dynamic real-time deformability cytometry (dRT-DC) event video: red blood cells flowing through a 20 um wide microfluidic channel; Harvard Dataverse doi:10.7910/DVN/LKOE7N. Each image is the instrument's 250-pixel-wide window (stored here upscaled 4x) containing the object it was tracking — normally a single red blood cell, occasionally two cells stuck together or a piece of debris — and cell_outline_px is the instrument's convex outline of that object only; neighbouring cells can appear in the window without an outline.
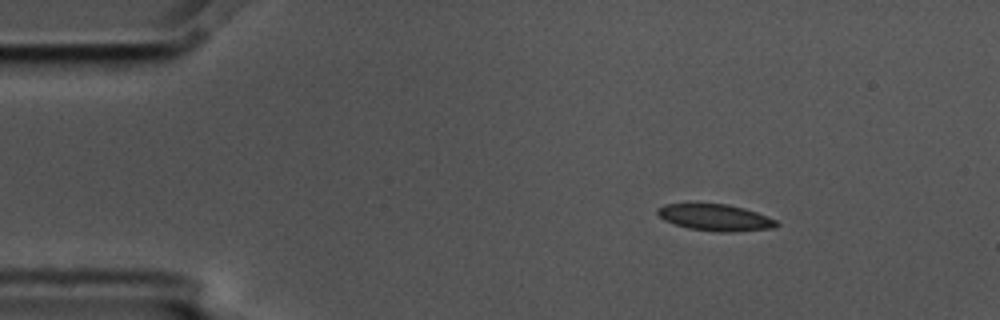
{"species": "common noctule bat (a hibernating species)", "species_latin": "Nyctalus noctula", "temperature_condition": "cold", "stored_images_in_passage": 3, "camera_frame_rate_fps": 3000, "um_per_image_px": 0.085, "animal": {"sex": "male", "body_mass_g": 17.5, "forearm_length_mm": 52.3}, "frame": {"image": 1, "passage_image": 1, "time_ms": 0.0, "image_size_px": [1000, 320], "cell_outline_px": [[780, 224], [776, 228], [736, 232], [720, 232], [688, 228], [664, 220], [656, 212], [656, 208], [664, 204], [728, 204], [744, 208], [756, 212], [776, 220]], "centroid_in_image_um": [60.83, 18.49], "position_along_channel_um": 24.2, "area_um2": 18.44}}